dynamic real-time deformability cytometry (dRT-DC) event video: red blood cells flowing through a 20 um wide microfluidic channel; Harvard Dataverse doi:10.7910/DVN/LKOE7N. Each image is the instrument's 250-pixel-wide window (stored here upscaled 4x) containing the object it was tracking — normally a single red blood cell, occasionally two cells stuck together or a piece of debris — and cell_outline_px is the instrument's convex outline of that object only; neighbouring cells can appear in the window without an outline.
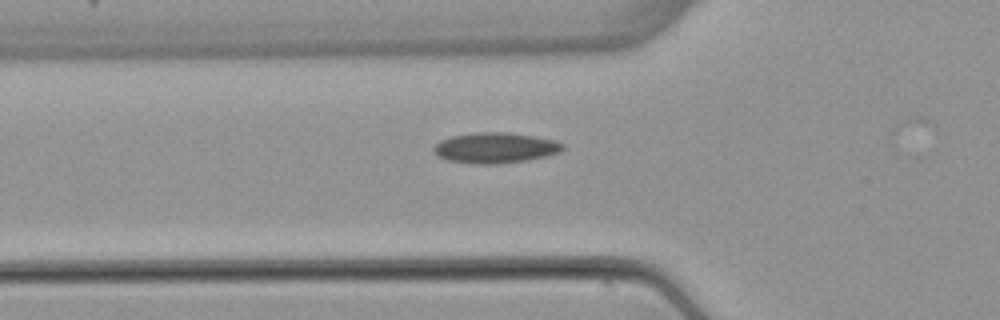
{"species": "common noctule bat (a hibernating species)", "species_latin": "Nyctalus noctula", "temperature_condition": "warm", "stored_images_in_passage": 35, "camera_frame_rate_fps": 3000, "um_per_image_px": 0.085, "animal": {"sex": "female", "body_mass_g": 22.7, "forearm_length_mm": 54.2}, "frame": {"image": 1, "passage_image": 2, "time_ms": 0.333, "image_size_px": [1000, 320], "cell_outline_px": [[564, 148], [560, 152], [548, 156], [524, 160], [496, 164], [476, 164], [448, 160], [432, 152], [432, 148], [440, 140], [452, 136], [476, 132], [504, 132], [532, 136], [552, 140], [564, 144]], "centroid_in_image_um": [42.07, 12.57], "position_along_channel_um": 83.7, "area_um2": 22.77}}
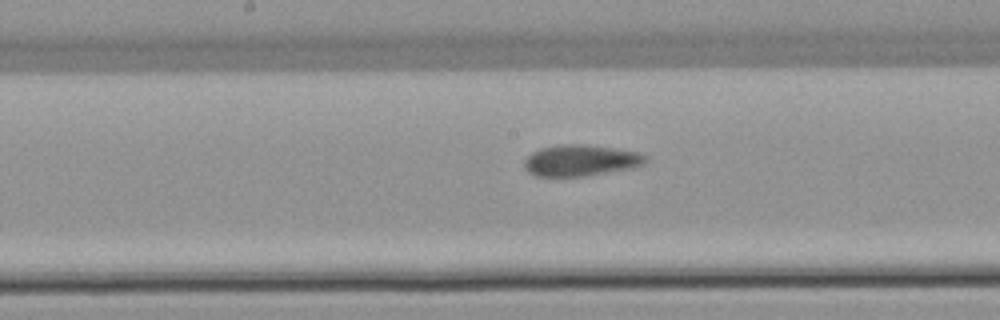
{"frame": {"image": 2, "passage_image": 11, "time_ms": 3.333, "image_size_px": [1000, 320], "cell_outline_px": [[648, 160], [644, 164], [632, 168], [584, 176], [536, 176], [528, 172], [524, 168], [524, 160], [532, 152], [540, 148], [560, 144], [588, 144], [640, 152], [648, 156]], "centroid_in_image_um": [49.38, 13.62], "position_along_channel_um": 198.8, "area_um2": 22.31}}
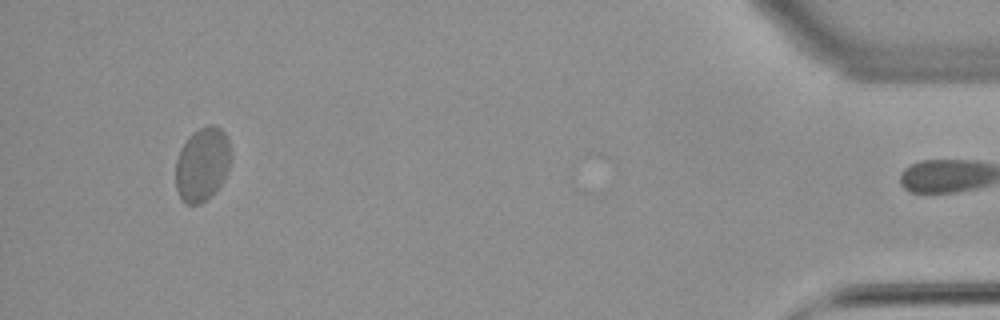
{"frame": {"image": 3, "passage_image": 34, "time_ms": 11.0, "image_size_px": [1000, 320], "cell_outline_px": [[232, 160], [228, 172], [224, 180], [200, 204], [188, 204], [180, 196], [176, 188], [176, 160], [180, 148], [188, 136], [192, 132], [208, 124], [212, 124], [220, 128], [224, 132], [228, 140], [232, 152]], "centroid_in_image_um": [17.21, 13.91], "position_along_channel_um": 418.0, "area_um2": 23.87}, "authors_computed_cell_mechanics": {"area_um2": 22.3686, "velocity_mm_per_s": 3.831, "shape_relaxation_time_tau1_ms": null, "shape_relaxation_time_tau2_ms": 1.9816, "deformation_change_tau1": null, "deformation_change_tau2": 0.0683}}